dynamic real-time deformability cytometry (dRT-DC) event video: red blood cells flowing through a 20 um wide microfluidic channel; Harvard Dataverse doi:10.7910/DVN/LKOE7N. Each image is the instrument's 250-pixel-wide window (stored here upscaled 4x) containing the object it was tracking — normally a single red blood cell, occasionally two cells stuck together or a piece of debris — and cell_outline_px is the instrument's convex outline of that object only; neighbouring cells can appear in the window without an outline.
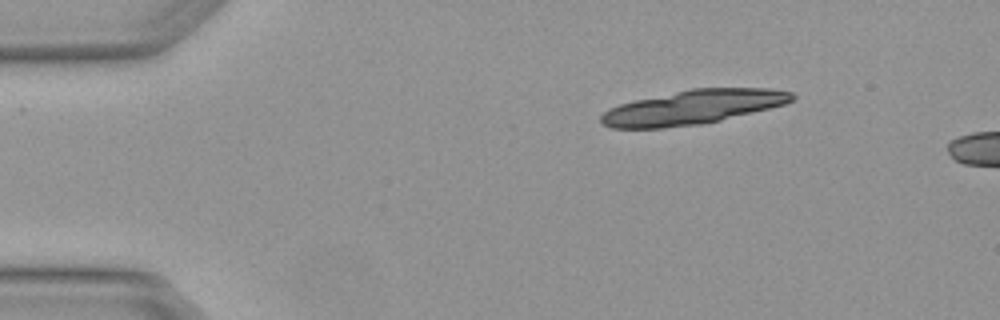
{"species": "Egyptian fruit bat (a non-hibernating species)", "species_latin": "Rousettus aegyptiacus", "temperature_condition": "warm", "stored_images_in_passage": 3, "camera_frame_rate_fps": 3000, "um_per_image_px": 0.085, "animal": {"sex": "female"}, "frame": {"image": 1, "passage_image": 1, "time_ms": 0.0, "image_size_px": [1000, 320], "cell_outline_px": [[796, 96], [792, 100], [784, 104], [704, 124], [664, 128], [612, 128], [600, 124], [600, 116], [608, 108], [620, 104], [636, 100], [692, 88], [768, 88], [792, 92]], "centroid_in_image_um": [58.85, 9.12], "position_along_channel_um": 26.1, "area_um2": 37.92}}